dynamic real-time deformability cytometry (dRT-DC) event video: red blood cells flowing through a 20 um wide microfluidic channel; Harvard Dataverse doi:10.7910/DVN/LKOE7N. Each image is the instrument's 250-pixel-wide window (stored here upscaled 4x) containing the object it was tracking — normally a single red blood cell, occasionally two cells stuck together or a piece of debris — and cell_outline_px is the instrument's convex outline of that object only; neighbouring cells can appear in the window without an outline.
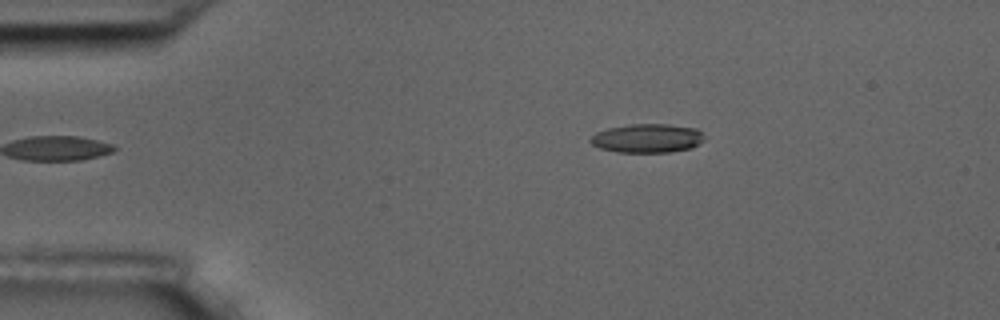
{"species": "common noctule bat (a hibernating species)", "species_latin": "Nyctalus noctula", "temperature_condition": "room temperature", "stored_images_in_passage": 2, "camera_frame_rate_fps": 3000, "um_per_image_px": 0.085, "animal": {"sex": "male", "body_mass_g": 17.5, "forearm_length_mm": 52.3}, "frame": {"image": 1, "passage_image": 2, "time_ms": 1.333, "image_size_px": [1000, 320], "cell_outline_px": [[704, 140], [692, 148], [668, 152], [616, 152], [600, 148], [592, 144], [588, 140], [596, 132], [608, 128], [632, 124], [668, 124], [696, 128], [704, 136]], "centroid_in_image_um": [55.01, 11.75], "position_along_channel_um": 30.0, "area_um2": 19.13}}